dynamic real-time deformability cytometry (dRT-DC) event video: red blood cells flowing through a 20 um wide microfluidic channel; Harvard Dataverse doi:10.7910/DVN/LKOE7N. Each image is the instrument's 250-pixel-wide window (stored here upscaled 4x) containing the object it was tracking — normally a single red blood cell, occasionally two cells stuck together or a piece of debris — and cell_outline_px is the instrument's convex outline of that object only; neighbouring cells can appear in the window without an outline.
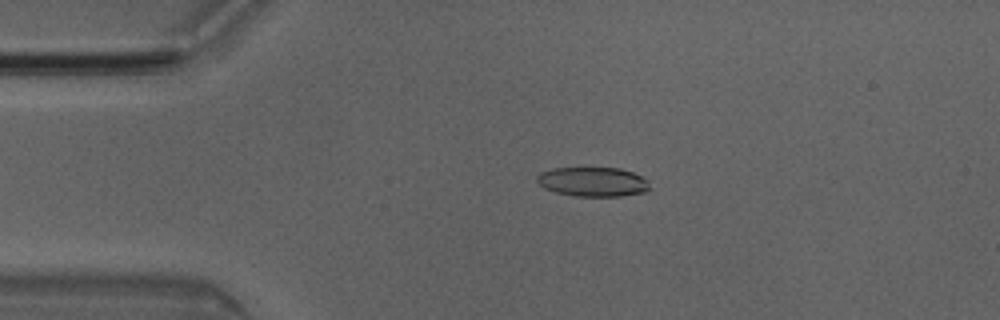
{"species": "Egyptian fruit bat (a non-hibernating species)", "species_latin": "Rousettus aegyptiacus", "temperature_condition": "room temperature", "stored_images_in_passage": 4, "camera_frame_rate_fps": 3000, "um_per_image_px": 0.085, "animal": {"sex": "male"}, "frame": {"image": 1, "passage_image": 3, "time_ms": 0.667, "image_size_px": [1000, 320], "cell_outline_px": [[652, 188], [644, 192], [620, 196], [576, 196], [556, 192], [544, 188], [536, 180], [536, 176], [540, 172], [552, 168], [620, 168], [632, 172], [648, 180]], "centroid_in_image_um": [50.4, 15.45], "position_along_channel_um": 34.6, "area_um2": 19.36}}